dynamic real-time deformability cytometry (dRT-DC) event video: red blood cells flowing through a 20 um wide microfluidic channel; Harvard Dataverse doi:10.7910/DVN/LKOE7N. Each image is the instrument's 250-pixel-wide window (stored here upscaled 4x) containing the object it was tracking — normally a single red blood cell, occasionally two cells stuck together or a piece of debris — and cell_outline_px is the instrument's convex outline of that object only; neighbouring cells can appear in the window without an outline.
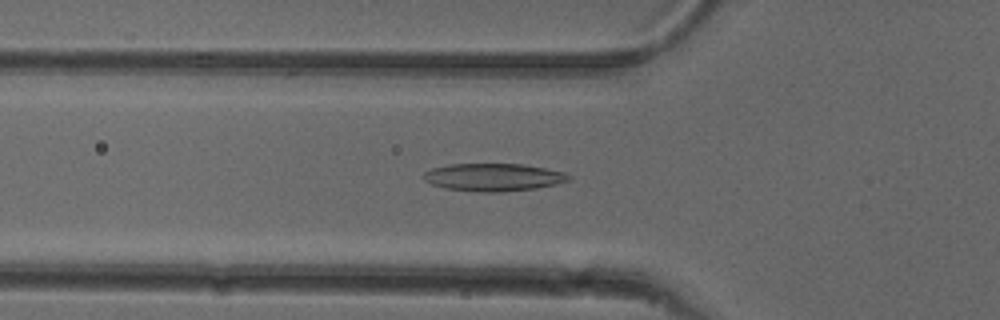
{"species": "common noctule bat (a hibernating species)", "species_latin": "Nyctalus noctula", "temperature_condition": "cold", "stored_images_in_passage": 54, "camera_frame_rate_fps": 3000, "um_per_image_px": 0.085, "animal": {"sex": "female"}, "frame": {"image": 1, "passage_image": 19, "time_ms": 6.0, "image_size_px": [1000, 320], "cell_outline_px": [[564, 176], [560, 180], [552, 184], [528, 188], [452, 188], [436, 184], [436, 172], [440, 168], [456, 164], [516, 164], [540, 168], [556, 172]], "centroid_in_image_um": [42.07, 14.99], "position_along_channel_um": 83.7, "area_um2": 18.96}}
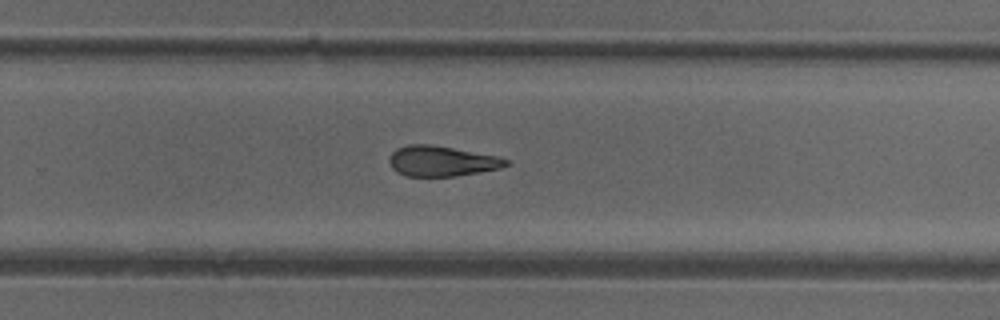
{"frame": {"image": 2, "passage_image": 35, "time_ms": 11.333, "image_size_px": [1000, 320], "cell_outline_px": [[508, 164], [496, 168], [452, 176], [412, 176], [400, 172], [392, 164], [392, 152], [400, 148], [448, 148], [492, 156], [508, 160]], "centroid_in_image_um": [37.6, 13.76], "position_along_channel_um": 292.2, "area_um2": 18.15}}
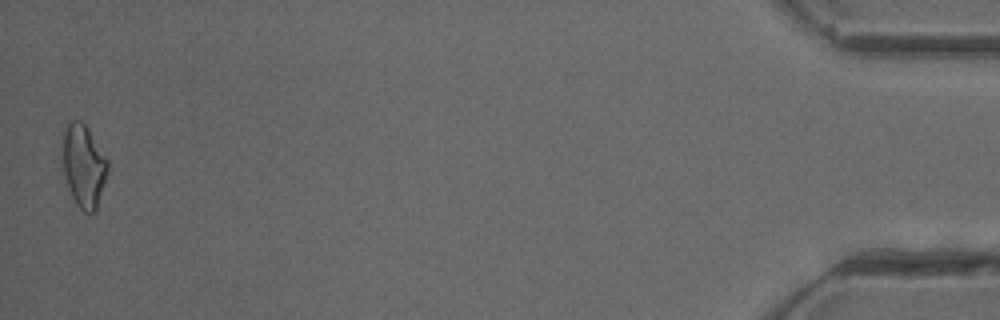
{"frame": {"image": 3, "passage_image": 53, "time_ms": 17.333, "image_size_px": [1000, 320], "cell_outline_px": [[108, 164], [104, 180], [96, 204], [92, 212], [80, 208], [72, 192], [64, 168], [64, 140], [68, 128], [84, 124]], "centroid_in_image_um": [7.13, 14.16], "position_along_channel_um": 428.1, "area_um2": 18.84}, "authors_computed_cell_mechanics": {"area_um2": 18.7561, "velocity_mm_per_s": 3.8916, "shape_relaxation_time_tau1_ms": null, "shape_relaxation_time_tau2_ms": 6.5835, "deformation_change_tau1": null, "deformation_change_tau2": 0.1581}}